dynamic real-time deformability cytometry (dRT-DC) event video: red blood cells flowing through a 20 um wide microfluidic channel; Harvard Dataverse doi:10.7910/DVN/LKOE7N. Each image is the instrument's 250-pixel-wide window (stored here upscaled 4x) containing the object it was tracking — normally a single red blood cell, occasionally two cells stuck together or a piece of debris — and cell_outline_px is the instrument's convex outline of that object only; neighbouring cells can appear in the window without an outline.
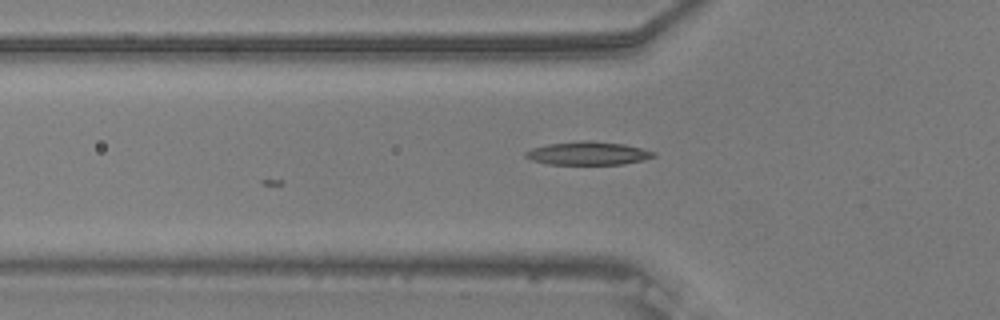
{"species": "common noctule bat (a hibernating species)", "species_latin": "Nyctalus noctula", "temperature_condition": "warm", "stored_images_in_passage": 19, "camera_frame_rate_fps": 3000, "um_per_image_px": 0.085, "animal": {"sex": "male", "body_mass_g": 20.5, "forearm_length_mm": 52.5}, "frame": {"image": 1, "passage_image": 2, "time_ms": 0.333, "image_size_px": [1000, 320], "cell_outline_px": [[656, 156], [624, 164], [548, 164], [532, 160], [524, 156], [524, 152], [532, 148], [548, 144], [584, 140], [588, 140], [624, 144], [656, 152]], "centroid_in_image_um": [49.96, 13.02], "position_along_channel_um": 75.8, "area_um2": 17.22}}
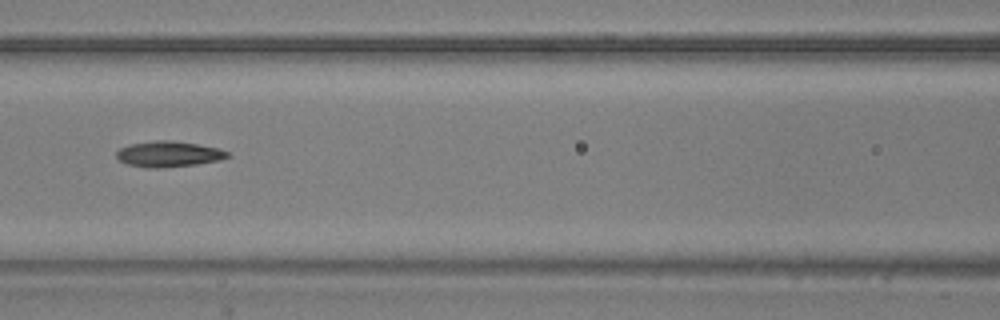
{"frame": {"image": 2, "passage_image": 8, "time_ms": 2.333, "image_size_px": [1000, 320], "cell_outline_px": [[232, 156], [216, 160], [196, 164], [160, 168], [144, 168], [128, 164], [120, 160], [116, 156], [116, 152], [120, 148], [128, 144], [156, 140], [172, 140], [196, 144], [216, 148], [228, 152]], "centroid_in_image_um": [14.28, 13.09], "position_along_channel_um": 152.3, "area_um2": 16.53}}
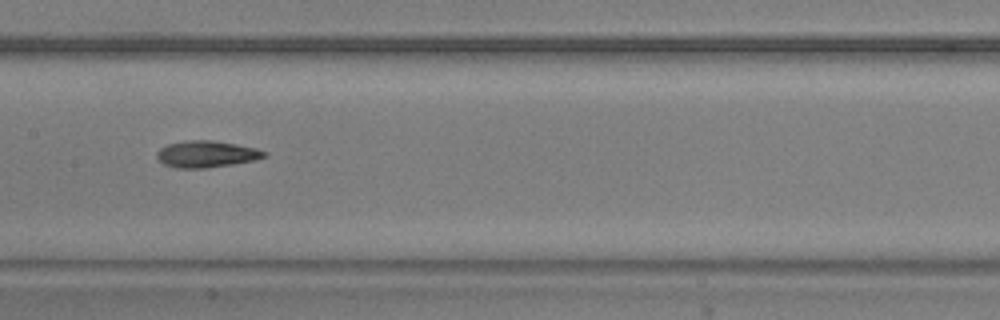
{"frame": {"image": 3, "passage_image": 11, "time_ms": 3.333, "image_size_px": [1000, 320], "cell_outline_px": [[268, 156], [256, 160], [232, 164], [204, 168], [176, 168], [164, 164], [156, 156], [156, 152], [160, 148], [168, 144], [184, 140], [212, 140], [236, 144], [256, 148], [268, 152]], "centroid_in_image_um": [17.57, 13.09], "position_along_channel_um": 189.8, "area_um2": 16.76}}